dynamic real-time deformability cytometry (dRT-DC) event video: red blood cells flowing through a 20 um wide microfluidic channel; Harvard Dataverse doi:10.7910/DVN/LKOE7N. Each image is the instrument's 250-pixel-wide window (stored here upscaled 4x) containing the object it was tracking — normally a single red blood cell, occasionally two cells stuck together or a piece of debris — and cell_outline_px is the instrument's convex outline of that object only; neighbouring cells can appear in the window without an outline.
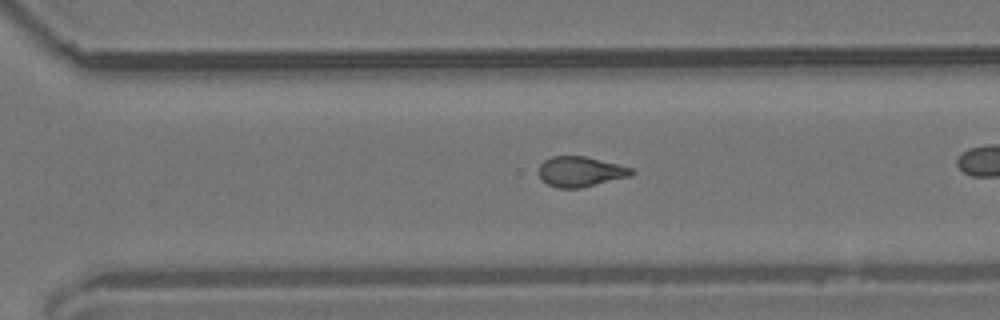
{"species": "common noctule bat (a hibernating species)", "species_latin": "Nyctalus noctula", "temperature_condition": "room temperature", "stored_images_in_passage": 34, "camera_frame_rate_fps": 3000, "um_per_image_px": 0.085, "animal": {"sex": "male", "body_mass_g": 19.2, "forearm_length_mm": 51.8}, "frame": {"image": 1, "passage_image": 29, "time_ms": 9.333, "image_size_px": [1000, 320], "cell_outline_px": [[636, 172], [632, 176], [580, 188], [560, 188], [548, 184], [540, 176], [540, 164], [544, 160], [552, 156], [584, 156], [632, 168]], "centroid_in_image_um": [49.37, 14.59], "position_along_channel_um": 321.2, "area_um2": 16.13}}